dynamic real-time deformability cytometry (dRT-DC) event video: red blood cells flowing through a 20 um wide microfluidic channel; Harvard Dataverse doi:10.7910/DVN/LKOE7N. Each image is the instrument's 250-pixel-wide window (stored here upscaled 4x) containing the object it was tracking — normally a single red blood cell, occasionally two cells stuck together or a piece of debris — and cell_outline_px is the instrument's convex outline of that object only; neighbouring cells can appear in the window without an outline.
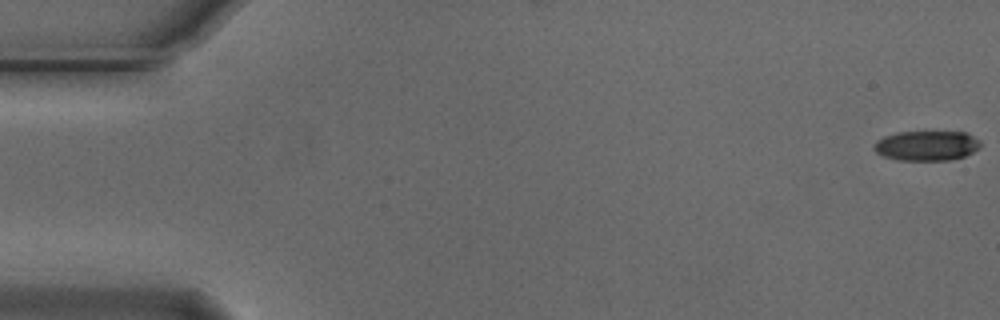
{"species": "Egyptian fruit bat (a non-hibernating species)", "species_latin": "Rousettus aegyptiacus", "temperature_condition": "cold", "stored_images_in_passage": 55, "camera_frame_rate_fps": 3000, "um_per_image_px": 0.085, "animal": {"sex": "male"}, "frame": {"image": 1, "passage_image": 1, "time_ms": 0.0, "image_size_px": [1000, 320], "cell_outline_px": [[980, 148], [964, 156], [952, 160], [900, 160], [884, 156], [876, 152], [872, 148], [872, 144], [876, 140], [884, 136], [896, 132], [968, 132], [980, 140]], "centroid_in_image_um": [78.76, 12.37], "position_along_channel_um": 6.2, "area_um2": 18.73}}
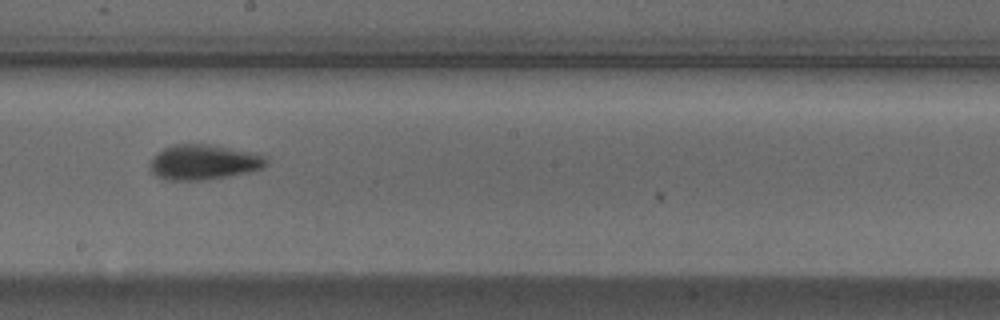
{"frame": {"image": 2, "passage_image": 31, "time_ms": 10.0, "image_size_px": [1000, 320], "cell_outline_px": [[268, 164], [264, 168], [228, 176], [208, 180], [164, 180], [156, 176], [148, 168], [148, 164], [156, 152], [172, 144], [212, 144], [252, 152], [264, 156], [268, 160]], "centroid_in_image_um": [17.27, 13.78], "position_along_channel_um": 230.9, "area_um2": 24.16}}
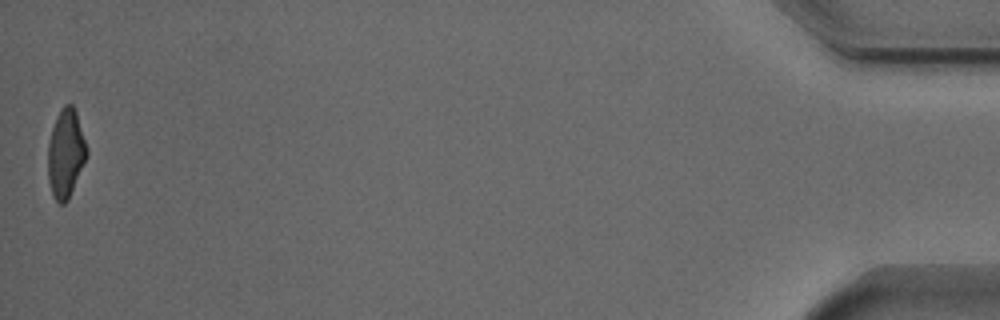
{"frame": {"image": 3, "passage_image": 55, "time_ms": 18.0, "image_size_px": [1000, 320], "cell_outline_px": [[88, 156], [68, 200], [64, 204], [60, 204], [52, 196], [48, 180], [48, 144], [52, 128], [56, 116], [60, 108], [64, 104], [72, 104], [76, 112], [88, 148]], "centroid_in_image_um": [5.59, 13.05], "position_along_channel_um": 429.6, "area_um2": 20.29}, "authors_computed_cell_mechanics": {"area_um2": 21.2126, "velocity_mm_per_s": 3.7424, "shape_relaxation_time_tau1_ms": 3.8387, "shape_relaxation_time_tau2_ms": 4.1533, "deformation_change_tau1": 0.1479, "deformation_change_tau2": 0.1114}}